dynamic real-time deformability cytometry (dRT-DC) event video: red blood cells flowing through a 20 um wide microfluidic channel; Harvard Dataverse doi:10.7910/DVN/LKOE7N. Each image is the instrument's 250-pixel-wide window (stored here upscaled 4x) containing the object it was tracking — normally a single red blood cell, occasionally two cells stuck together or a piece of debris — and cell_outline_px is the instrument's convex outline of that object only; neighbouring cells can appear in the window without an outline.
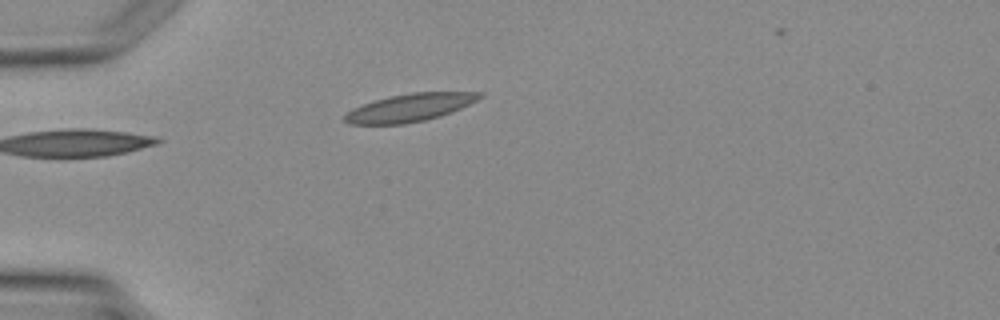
{"species": "Egyptian fruit bat (a non-hibernating species)", "species_latin": "Rousettus aegyptiacus", "temperature_condition": "warm", "stored_images_in_passage": 3, "camera_frame_rate_fps": 3000, "um_per_image_px": 0.085, "animal": {"sex": "female"}, "frame": {"image": 1, "passage_image": 3, "time_ms": 2.333, "image_size_px": [1000, 320], "cell_outline_px": [[484, 96], [452, 112], [440, 116], [424, 120], [404, 124], [348, 124], [344, 120], [344, 116], [352, 108], [376, 100], [392, 96], [412, 92], [484, 92]], "centroid_in_image_um": [34.84, 9.15], "position_along_channel_um": 50.2, "area_um2": 21.62}}